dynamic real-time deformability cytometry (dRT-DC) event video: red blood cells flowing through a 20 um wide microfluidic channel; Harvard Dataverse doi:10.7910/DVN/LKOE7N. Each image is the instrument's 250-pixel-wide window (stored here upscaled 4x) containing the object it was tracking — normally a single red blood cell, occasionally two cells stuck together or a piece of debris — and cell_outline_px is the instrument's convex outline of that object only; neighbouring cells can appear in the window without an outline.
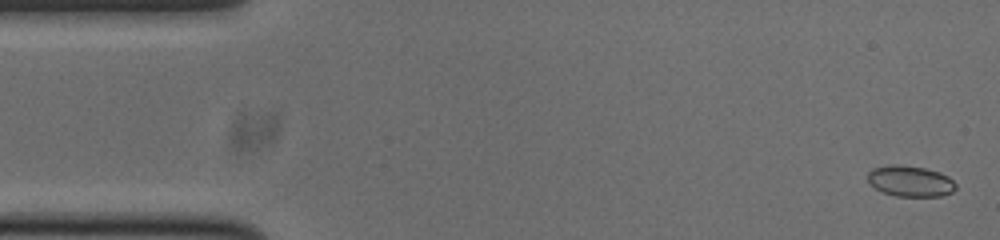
{"species": "common noctule bat (a hibernating species)", "species_latin": "Nyctalus noctula", "temperature_condition": "cold", "stored_images_in_passage": 53, "camera_frame_rate_fps": 3000, "um_per_image_px": 0.085, "animal": {"sex": "male", "body_mass_g": 20.0, "forearm_length_mm": 53.3}, "frame": {"image": 1, "passage_image": 2, "time_ms": 0.333, "image_size_px": [1000, 240], "cell_outline_px": [[956, 188], [952, 192], [940, 196], [896, 196], [884, 192], [868, 184], [868, 172], [872, 168], [892, 164], [896, 164], [924, 168], [940, 172], [948, 176], [956, 184]], "centroid_in_image_um": [77.36, 15.39], "position_along_channel_um": 7.6, "area_um2": 15.84}}
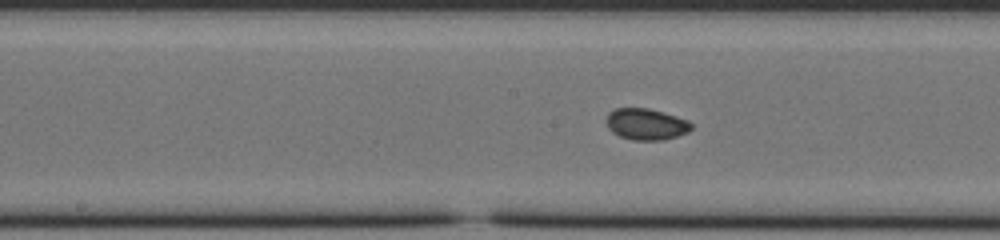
{"frame": {"image": 2, "passage_image": 26, "time_ms": 8.333, "image_size_px": [1000, 240], "cell_outline_px": [[692, 128], [688, 132], [664, 140], [632, 140], [620, 136], [612, 132], [608, 128], [604, 120], [608, 112], [616, 108], [648, 108], [676, 116], [688, 120], [692, 124]], "centroid_in_image_um": [54.88, 10.55], "position_along_channel_um": 193.3, "area_um2": 15.66}}
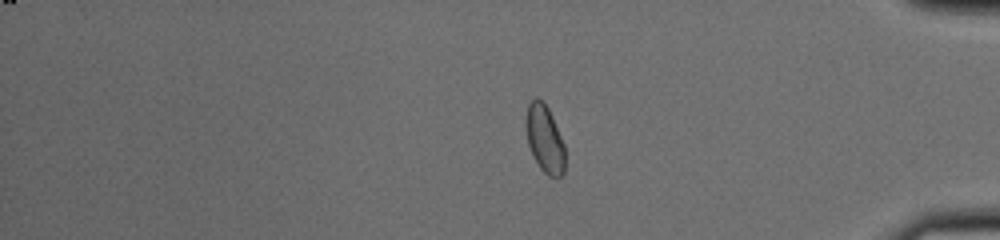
{"frame": {"image": 3, "passage_image": 44, "time_ms": 14.333, "image_size_px": [1000, 240], "cell_outline_px": [[564, 172], [560, 176], [548, 176], [540, 168], [528, 144], [524, 124], [528, 104], [536, 96], [544, 100], [552, 116], [564, 144]], "centroid_in_image_um": [46.28, 11.74], "position_along_channel_um": 388.9, "area_um2": 15.37}, "authors_computed_cell_mechanics": {"area_um2": 15.606, "velocity_mm_per_s": 3.7707, "shape_relaxation_time_tau1_ms": null, "shape_relaxation_time_tau2_ms": 1.9907, "deformation_change_tau1": null, "deformation_change_tau2": 0.0471}}